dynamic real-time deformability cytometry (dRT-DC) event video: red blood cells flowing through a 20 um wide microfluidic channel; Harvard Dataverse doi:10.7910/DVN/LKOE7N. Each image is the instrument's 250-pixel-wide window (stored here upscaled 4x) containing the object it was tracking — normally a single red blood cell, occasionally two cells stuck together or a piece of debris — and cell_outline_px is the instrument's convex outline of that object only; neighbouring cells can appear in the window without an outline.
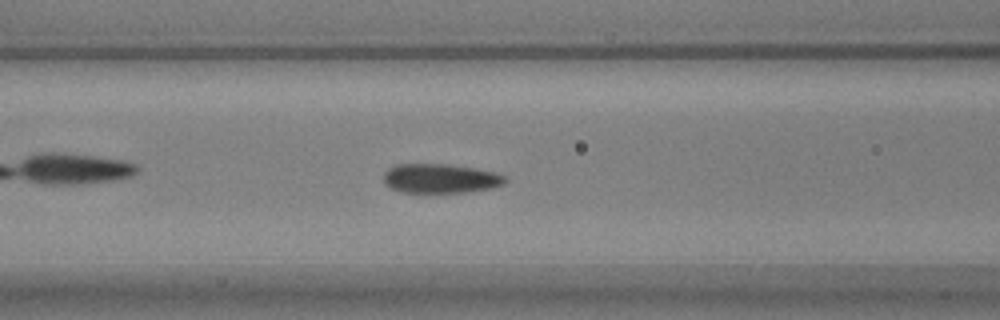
{"species": "common noctule bat (a hibernating species)", "species_latin": "Nyctalus noctula", "temperature_condition": "warm", "stored_images_in_passage": 33, "camera_frame_rate_fps": 3000, "um_per_image_px": 0.085, "animal": {"sex": "male", "body_mass_g": 17.9, "forearm_length_mm": 54.2}, "frame": {"image": 1, "passage_image": 9, "time_ms": 2.667, "image_size_px": [1000, 320], "cell_outline_px": [[508, 180], [504, 184], [492, 188], [464, 192], [400, 192], [384, 184], [384, 172], [388, 168], [396, 164], [448, 164], [476, 168], [496, 172], [504, 176]], "centroid_in_image_um": [37.44, 15.16], "position_along_channel_um": 129.2, "area_um2": 20.87}}
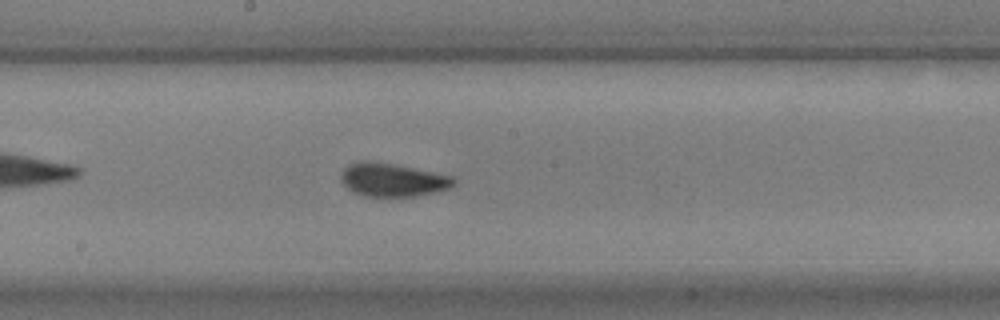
{"frame": {"image": 2, "passage_image": 16, "time_ms": 5.0, "image_size_px": [1000, 320], "cell_outline_px": [[456, 184], [448, 188], [416, 196], [364, 196], [352, 192], [340, 180], [340, 176], [344, 168], [360, 160], [368, 160], [392, 164], [452, 176], [456, 180]], "centroid_in_image_um": [33.33, 15.29], "position_along_channel_um": 214.9, "area_um2": 21.62}}
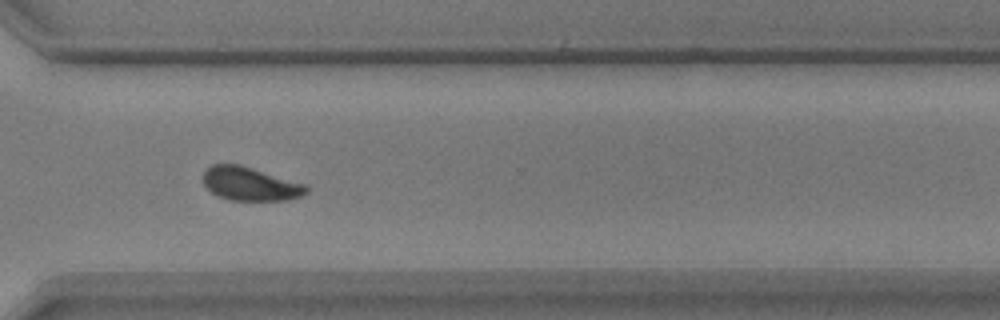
{"frame": {"image": 3, "passage_image": 27, "time_ms": 8.667, "image_size_px": [1000, 320], "cell_outline_px": [[308, 192], [300, 196], [288, 200], [228, 200], [216, 196], [204, 184], [204, 172], [212, 164], [240, 164], [308, 184]], "centroid_in_image_um": [21.3, 15.63], "position_along_channel_um": 349.3, "area_um2": 20.35}, "authors_computed_cell_mechanics": {"area_um2": 21.5016, "velocity_mm_per_s": 3.6758, "shape_relaxation_time_tau1_ms": 3.2165, "shape_relaxation_time_tau2_ms": null, "deformation_change_tau1": 0.1085, "deformation_change_tau2": null}}